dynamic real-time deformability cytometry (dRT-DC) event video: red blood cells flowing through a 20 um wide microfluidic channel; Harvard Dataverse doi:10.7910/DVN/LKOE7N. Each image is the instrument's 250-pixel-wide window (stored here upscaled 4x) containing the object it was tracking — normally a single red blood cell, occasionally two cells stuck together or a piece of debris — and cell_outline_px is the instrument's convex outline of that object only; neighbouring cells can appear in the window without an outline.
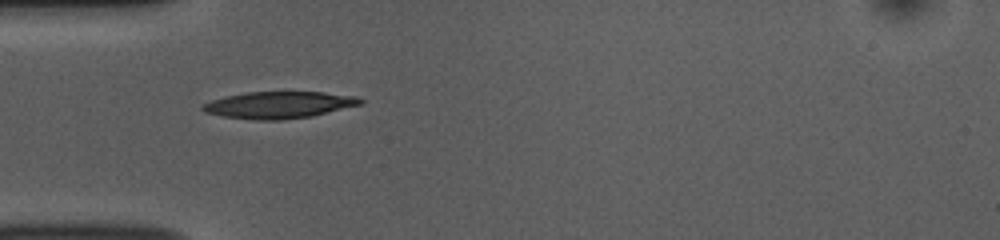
{"species": "common noctule bat (a hibernating species)", "species_latin": "Nyctalus noctula", "temperature_condition": "room temperature", "stored_images_in_passage": 38, "camera_frame_rate_fps": 3000, "um_per_image_px": 0.085, "animal": {"sex": "female", "body_mass_g": 10.0, "forearm_length_mm": 53.1}, "frame": {"image": 1, "passage_image": 1, "time_ms": 0.0, "image_size_px": [1000, 240], "cell_outline_px": [[364, 104], [312, 116], [280, 120], [256, 120], [224, 116], [204, 112], [200, 108], [204, 104], [212, 100], [228, 96], [248, 92], [324, 92], [356, 96], [364, 100]], "centroid_in_image_um": [23.77, 8.92], "position_along_channel_um": 61.2, "area_um2": 24.57}}
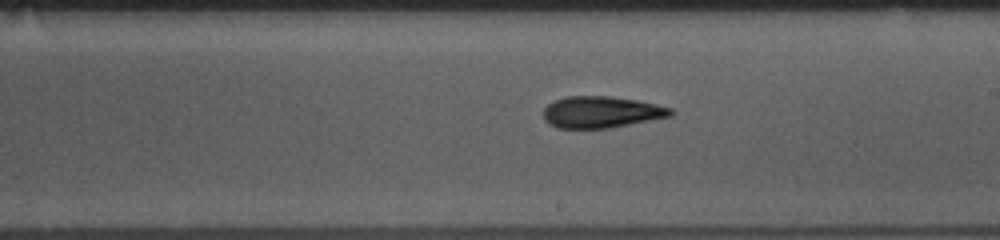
{"frame": {"image": 2, "passage_image": 15, "time_ms": 4.667, "image_size_px": [1000, 240], "cell_outline_px": [[672, 116], [608, 128], [556, 128], [548, 124], [544, 120], [544, 108], [548, 104], [564, 96], [608, 96], [636, 100], [672, 108]], "centroid_in_image_um": [51.07, 9.53], "position_along_channel_um": 237.9, "area_um2": 23.29}}
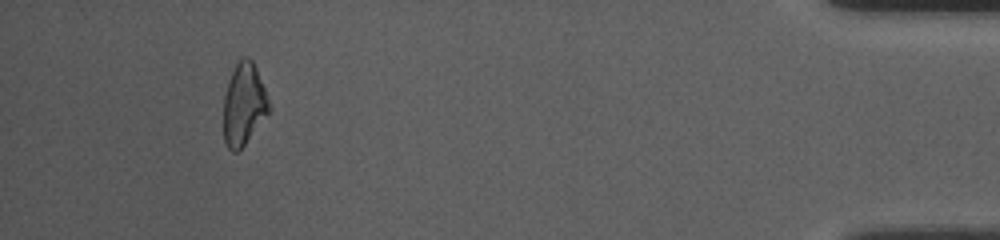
{"frame": {"image": 3, "passage_image": 34, "time_ms": 11.0, "image_size_px": [1000, 240], "cell_outline_px": [[272, 108], [244, 144], [236, 152], [232, 152], [228, 148], [224, 140], [224, 96], [228, 80], [240, 56], [248, 56], [252, 60], [256, 68]], "centroid_in_image_um": [20.72, 8.83], "position_along_channel_um": 414.5, "area_um2": 21.56}, "authors_computed_cell_mechanics": {"area_um2": 22.831, "velocity_mm_per_s": 3.8152, "shape_relaxation_time_tau1_ms": 4.1172, "shape_relaxation_time_tau2_ms": 3.7325, "deformation_change_tau1": 0.1739, "deformation_change_tau2": 0.1374}}